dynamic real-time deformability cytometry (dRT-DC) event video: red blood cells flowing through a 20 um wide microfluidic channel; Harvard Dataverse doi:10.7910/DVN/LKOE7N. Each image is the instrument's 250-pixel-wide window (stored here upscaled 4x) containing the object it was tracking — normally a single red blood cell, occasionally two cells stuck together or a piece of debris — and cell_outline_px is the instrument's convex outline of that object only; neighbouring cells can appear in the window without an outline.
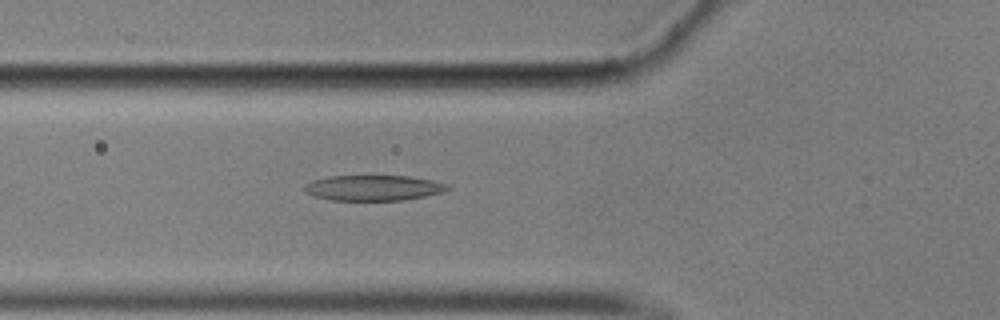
{"species": "common noctule bat (a hibernating species)", "species_latin": "Nyctalus noctula", "temperature_condition": "cold", "stored_images_in_passage": 36, "camera_frame_rate_fps": 3000, "um_per_image_px": 0.085, "animal": {"sex": "male", "body_mass_g": 17.9}, "frame": {"image": 1, "passage_image": 8, "time_ms": 2.333, "image_size_px": [1000, 320], "cell_outline_px": [[452, 188], [444, 192], [404, 200], [332, 200], [316, 196], [304, 192], [304, 184], [312, 180], [328, 176], [408, 176], [432, 180], [448, 184]], "centroid_in_image_um": [31.75, 15.96], "position_along_channel_um": 94.0, "area_um2": 21.27}}
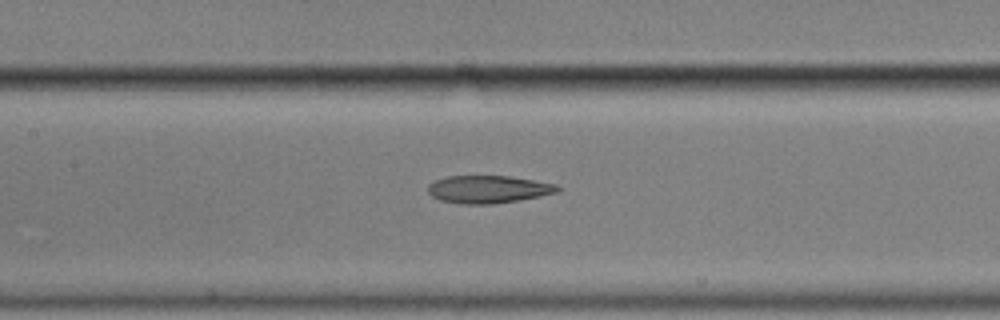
{"frame": {"image": 2, "passage_image": 14, "time_ms": 4.333, "image_size_px": [1000, 320], "cell_outline_px": [[560, 188], [556, 192], [540, 196], [492, 204], [464, 204], [440, 200], [432, 196], [428, 192], [428, 184], [436, 180], [448, 176], [508, 176], [536, 180], [556, 184]], "centroid_in_image_um": [41.49, 16.08], "position_along_channel_um": 165.9, "area_um2": 20.69}}
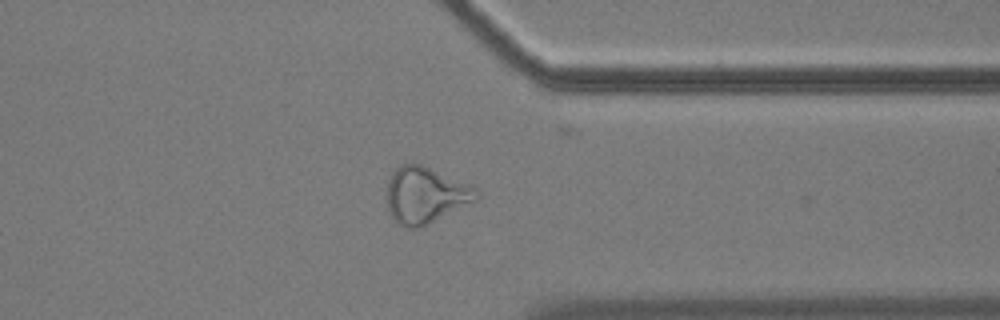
{"frame": {"image": 3, "passage_image": 32, "time_ms": 10.333, "image_size_px": [1000, 320], "cell_outline_px": [[480, 196], [476, 200], [420, 228], [404, 228], [396, 224], [388, 212], [388, 180], [392, 172], [400, 164], [420, 164], [468, 184], [476, 188]], "centroid_in_image_um": [36.12, 16.61], "position_along_channel_um": 375.3, "area_um2": 29.19}, "authors_computed_cell_mechanics": {"area_um2": 21.1837, "velocity_mm_per_s": 3.5472, "shape_relaxation_time_tau1_ms": null, "shape_relaxation_time_tau2_ms": 2.4198, "deformation_change_tau1": null, "deformation_change_tau2": 0.1269}}